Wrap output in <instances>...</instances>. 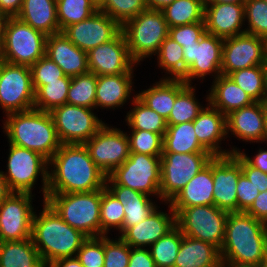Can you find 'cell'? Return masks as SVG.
I'll use <instances>...</instances> for the list:
<instances>
[{"label": "cell", "instance_id": "obj_1", "mask_svg": "<svg viewBox=\"0 0 267 267\" xmlns=\"http://www.w3.org/2000/svg\"><path fill=\"white\" fill-rule=\"evenodd\" d=\"M47 193H80L103 189L107 175L84 144H61L49 160Z\"/></svg>", "mask_w": 267, "mask_h": 267}, {"label": "cell", "instance_id": "obj_2", "mask_svg": "<svg viewBox=\"0 0 267 267\" xmlns=\"http://www.w3.org/2000/svg\"><path fill=\"white\" fill-rule=\"evenodd\" d=\"M221 261L238 266H259L267 257V224L246 212H229Z\"/></svg>", "mask_w": 267, "mask_h": 267}, {"label": "cell", "instance_id": "obj_3", "mask_svg": "<svg viewBox=\"0 0 267 267\" xmlns=\"http://www.w3.org/2000/svg\"><path fill=\"white\" fill-rule=\"evenodd\" d=\"M43 203L42 212H34L31 236L41 260L53 263L75 257L88 237L67 224L45 200Z\"/></svg>", "mask_w": 267, "mask_h": 267}, {"label": "cell", "instance_id": "obj_4", "mask_svg": "<svg viewBox=\"0 0 267 267\" xmlns=\"http://www.w3.org/2000/svg\"><path fill=\"white\" fill-rule=\"evenodd\" d=\"M6 116L3 129L9 144L36 151L48 160L60 148L61 142L49 112L33 108Z\"/></svg>", "mask_w": 267, "mask_h": 267}, {"label": "cell", "instance_id": "obj_5", "mask_svg": "<svg viewBox=\"0 0 267 267\" xmlns=\"http://www.w3.org/2000/svg\"><path fill=\"white\" fill-rule=\"evenodd\" d=\"M45 201L71 227L87 237L101 236V189L80 193H47Z\"/></svg>", "mask_w": 267, "mask_h": 267}, {"label": "cell", "instance_id": "obj_6", "mask_svg": "<svg viewBox=\"0 0 267 267\" xmlns=\"http://www.w3.org/2000/svg\"><path fill=\"white\" fill-rule=\"evenodd\" d=\"M132 59L139 64L156 55L168 37L169 27L161 10L147 9L122 26Z\"/></svg>", "mask_w": 267, "mask_h": 267}, {"label": "cell", "instance_id": "obj_7", "mask_svg": "<svg viewBox=\"0 0 267 267\" xmlns=\"http://www.w3.org/2000/svg\"><path fill=\"white\" fill-rule=\"evenodd\" d=\"M7 173L2 171L11 192L32 194L39 174L42 178L43 201L47 197L49 160L40 153L9 144Z\"/></svg>", "mask_w": 267, "mask_h": 267}, {"label": "cell", "instance_id": "obj_8", "mask_svg": "<svg viewBox=\"0 0 267 267\" xmlns=\"http://www.w3.org/2000/svg\"><path fill=\"white\" fill-rule=\"evenodd\" d=\"M47 35L17 17H8L3 38V61L31 66L45 55Z\"/></svg>", "mask_w": 267, "mask_h": 267}, {"label": "cell", "instance_id": "obj_9", "mask_svg": "<svg viewBox=\"0 0 267 267\" xmlns=\"http://www.w3.org/2000/svg\"><path fill=\"white\" fill-rule=\"evenodd\" d=\"M228 214L215 205L187 207L176 214V226L184 236L210 243L220 250Z\"/></svg>", "mask_w": 267, "mask_h": 267}, {"label": "cell", "instance_id": "obj_10", "mask_svg": "<svg viewBox=\"0 0 267 267\" xmlns=\"http://www.w3.org/2000/svg\"><path fill=\"white\" fill-rule=\"evenodd\" d=\"M210 152L162 153L161 200L169 203L213 159Z\"/></svg>", "mask_w": 267, "mask_h": 267}, {"label": "cell", "instance_id": "obj_11", "mask_svg": "<svg viewBox=\"0 0 267 267\" xmlns=\"http://www.w3.org/2000/svg\"><path fill=\"white\" fill-rule=\"evenodd\" d=\"M161 156L130 152L128 159L108 176L117 184L161 199Z\"/></svg>", "mask_w": 267, "mask_h": 267}, {"label": "cell", "instance_id": "obj_12", "mask_svg": "<svg viewBox=\"0 0 267 267\" xmlns=\"http://www.w3.org/2000/svg\"><path fill=\"white\" fill-rule=\"evenodd\" d=\"M35 92L29 66L0 62V107L7 114L34 108Z\"/></svg>", "mask_w": 267, "mask_h": 267}, {"label": "cell", "instance_id": "obj_13", "mask_svg": "<svg viewBox=\"0 0 267 267\" xmlns=\"http://www.w3.org/2000/svg\"><path fill=\"white\" fill-rule=\"evenodd\" d=\"M93 110L66 103L49 112L61 144H84L99 131L105 123Z\"/></svg>", "mask_w": 267, "mask_h": 267}, {"label": "cell", "instance_id": "obj_14", "mask_svg": "<svg viewBox=\"0 0 267 267\" xmlns=\"http://www.w3.org/2000/svg\"><path fill=\"white\" fill-rule=\"evenodd\" d=\"M185 76L182 80L191 85L192 80L212 74L214 80L221 75L223 39L205 32L199 42L182 45ZM216 74V75H214Z\"/></svg>", "mask_w": 267, "mask_h": 267}, {"label": "cell", "instance_id": "obj_15", "mask_svg": "<svg viewBox=\"0 0 267 267\" xmlns=\"http://www.w3.org/2000/svg\"><path fill=\"white\" fill-rule=\"evenodd\" d=\"M84 145L91 159L107 176L130 155L128 134L106 124Z\"/></svg>", "mask_w": 267, "mask_h": 267}, {"label": "cell", "instance_id": "obj_16", "mask_svg": "<svg viewBox=\"0 0 267 267\" xmlns=\"http://www.w3.org/2000/svg\"><path fill=\"white\" fill-rule=\"evenodd\" d=\"M33 196L12 192L0 204V242L31 238L35 212L32 207Z\"/></svg>", "mask_w": 267, "mask_h": 267}, {"label": "cell", "instance_id": "obj_17", "mask_svg": "<svg viewBox=\"0 0 267 267\" xmlns=\"http://www.w3.org/2000/svg\"><path fill=\"white\" fill-rule=\"evenodd\" d=\"M264 38L249 33L223 39L221 75L244 68L265 65Z\"/></svg>", "mask_w": 267, "mask_h": 267}, {"label": "cell", "instance_id": "obj_18", "mask_svg": "<svg viewBox=\"0 0 267 267\" xmlns=\"http://www.w3.org/2000/svg\"><path fill=\"white\" fill-rule=\"evenodd\" d=\"M89 71L97 76L133 74L132 59L122 30L110 41L87 52Z\"/></svg>", "mask_w": 267, "mask_h": 267}, {"label": "cell", "instance_id": "obj_19", "mask_svg": "<svg viewBox=\"0 0 267 267\" xmlns=\"http://www.w3.org/2000/svg\"><path fill=\"white\" fill-rule=\"evenodd\" d=\"M122 27L108 14L97 10L89 18L68 26L63 33L78 48L88 52L112 40Z\"/></svg>", "mask_w": 267, "mask_h": 267}, {"label": "cell", "instance_id": "obj_20", "mask_svg": "<svg viewBox=\"0 0 267 267\" xmlns=\"http://www.w3.org/2000/svg\"><path fill=\"white\" fill-rule=\"evenodd\" d=\"M241 164L232 156L213 157V199L217 208L237 212L236 187Z\"/></svg>", "mask_w": 267, "mask_h": 267}, {"label": "cell", "instance_id": "obj_21", "mask_svg": "<svg viewBox=\"0 0 267 267\" xmlns=\"http://www.w3.org/2000/svg\"><path fill=\"white\" fill-rule=\"evenodd\" d=\"M168 207L171 211L169 214L156 208L139 224L128 227L119 237L133 248L150 247L176 226V214L170 203Z\"/></svg>", "mask_w": 267, "mask_h": 267}, {"label": "cell", "instance_id": "obj_22", "mask_svg": "<svg viewBox=\"0 0 267 267\" xmlns=\"http://www.w3.org/2000/svg\"><path fill=\"white\" fill-rule=\"evenodd\" d=\"M206 32L225 39L245 33L244 4L213 3L204 8Z\"/></svg>", "mask_w": 267, "mask_h": 267}, {"label": "cell", "instance_id": "obj_23", "mask_svg": "<svg viewBox=\"0 0 267 267\" xmlns=\"http://www.w3.org/2000/svg\"><path fill=\"white\" fill-rule=\"evenodd\" d=\"M207 104L193 121L195 135L199 143L213 156L231 155V150H222L219 146L223 139H227L226 116Z\"/></svg>", "mask_w": 267, "mask_h": 267}, {"label": "cell", "instance_id": "obj_24", "mask_svg": "<svg viewBox=\"0 0 267 267\" xmlns=\"http://www.w3.org/2000/svg\"><path fill=\"white\" fill-rule=\"evenodd\" d=\"M45 55L53 60L66 76L89 72L87 52L73 44L63 32L47 36Z\"/></svg>", "mask_w": 267, "mask_h": 267}, {"label": "cell", "instance_id": "obj_25", "mask_svg": "<svg viewBox=\"0 0 267 267\" xmlns=\"http://www.w3.org/2000/svg\"><path fill=\"white\" fill-rule=\"evenodd\" d=\"M264 117V102H254L239 108L226 116L227 135L231 132L242 141L263 142Z\"/></svg>", "mask_w": 267, "mask_h": 267}, {"label": "cell", "instance_id": "obj_26", "mask_svg": "<svg viewBox=\"0 0 267 267\" xmlns=\"http://www.w3.org/2000/svg\"><path fill=\"white\" fill-rule=\"evenodd\" d=\"M123 205V226L119 230L120 235L128 228L143 221L158 206L150 200V196L131 188L117 185L109 176L105 186Z\"/></svg>", "mask_w": 267, "mask_h": 267}, {"label": "cell", "instance_id": "obj_27", "mask_svg": "<svg viewBox=\"0 0 267 267\" xmlns=\"http://www.w3.org/2000/svg\"><path fill=\"white\" fill-rule=\"evenodd\" d=\"M169 203L175 214L187 207L214 205L213 159Z\"/></svg>", "mask_w": 267, "mask_h": 267}, {"label": "cell", "instance_id": "obj_28", "mask_svg": "<svg viewBox=\"0 0 267 267\" xmlns=\"http://www.w3.org/2000/svg\"><path fill=\"white\" fill-rule=\"evenodd\" d=\"M134 74L97 76L95 109H115L130 99Z\"/></svg>", "mask_w": 267, "mask_h": 267}, {"label": "cell", "instance_id": "obj_29", "mask_svg": "<svg viewBox=\"0 0 267 267\" xmlns=\"http://www.w3.org/2000/svg\"><path fill=\"white\" fill-rule=\"evenodd\" d=\"M206 95V102L227 116L239 108L248 106L254 101L229 76L220 75Z\"/></svg>", "mask_w": 267, "mask_h": 267}, {"label": "cell", "instance_id": "obj_30", "mask_svg": "<svg viewBox=\"0 0 267 267\" xmlns=\"http://www.w3.org/2000/svg\"><path fill=\"white\" fill-rule=\"evenodd\" d=\"M220 250L207 242L182 234L174 267H220Z\"/></svg>", "mask_w": 267, "mask_h": 267}, {"label": "cell", "instance_id": "obj_31", "mask_svg": "<svg viewBox=\"0 0 267 267\" xmlns=\"http://www.w3.org/2000/svg\"><path fill=\"white\" fill-rule=\"evenodd\" d=\"M187 86L182 79H164L136 96L150 109L167 119L175 103L176 96Z\"/></svg>", "mask_w": 267, "mask_h": 267}, {"label": "cell", "instance_id": "obj_32", "mask_svg": "<svg viewBox=\"0 0 267 267\" xmlns=\"http://www.w3.org/2000/svg\"><path fill=\"white\" fill-rule=\"evenodd\" d=\"M18 19L45 35L60 33L56 0H23Z\"/></svg>", "mask_w": 267, "mask_h": 267}, {"label": "cell", "instance_id": "obj_33", "mask_svg": "<svg viewBox=\"0 0 267 267\" xmlns=\"http://www.w3.org/2000/svg\"><path fill=\"white\" fill-rule=\"evenodd\" d=\"M208 152L198 141L193 122L167 125L163 135V153Z\"/></svg>", "mask_w": 267, "mask_h": 267}, {"label": "cell", "instance_id": "obj_34", "mask_svg": "<svg viewBox=\"0 0 267 267\" xmlns=\"http://www.w3.org/2000/svg\"><path fill=\"white\" fill-rule=\"evenodd\" d=\"M40 261L32 238L0 242V267H35Z\"/></svg>", "mask_w": 267, "mask_h": 267}, {"label": "cell", "instance_id": "obj_35", "mask_svg": "<svg viewBox=\"0 0 267 267\" xmlns=\"http://www.w3.org/2000/svg\"><path fill=\"white\" fill-rule=\"evenodd\" d=\"M131 111L127 112L126 123L131 130H145L164 135L167 129L166 119L144 104L136 95L132 98Z\"/></svg>", "mask_w": 267, "mask_h": 267}, {"label": "cell", "instance_id": "obj_36", "mask_svg": "<svg viewBox=\"0 0 267 267\" xmlns=\"http://www.w3.org/2000/svg\"><path fill=\"white\" fill-rule=\"evenodd\" d=\"M161 12L169 28L204 22V7L199 0H175Z\"/></svg>", "mask_w": 267, "mask_h": 267}, {"label": "cell", "instance_id": "obj_37", "mask_svg": "<svg viewBox=\"0 0 267 267\" xmlns=\"http://www.w3.org/2000/svg\"><path fill=\"white\" fill-rule=\"evenodd\" d=\"M183 46L167 37L157 53L158 66L169 75L164 79H182L185 76V60Z\"/></svg>", "mask_w": 267, "mask_h": 267}, {"label": "cell", "instance_id": "obj_38", "mask_svg": "<svg viewBox=\"0 0 267 267\" xmlns=\"http://www.w3.org/2000/svg\"><path fill=\"white\" fill-rule=\"evenodd\" d=\"M71 77L64 76L59 81L48 82L35 92L34 109L50 112L55 107L67 103Z\"/></svg>", "mask_w": 267, "mask_h": 267}, {"label": "cell", "instance_id": "obj_39", "mask_svg": "<svg viewBox=\"0 0 267 267\" xmlns=\"http://www.w3.org/2000/svg\"><path fill=\"white\" fill-rule=\"evenodd\" d=\"M195 97V87L187 85L177 96L169 117L166 119L167 125H177L180 123L193 122L203 110Z\"/></svg>", "mask_w": 267, "mask_h": 267}, {"label": "cell", "instance_id": "obj_40", "mask_svg": "<svg viewBox=\"0 0 267 267\" xmlns=\"http://www.w3.org/2000/svg\"><path fill=\"white\" fill-rule=\"evenodd\" d=\"M97 75L92 72L71 77L67 103L95 109Z\"/></svg>", "mask_w": 267, "mask_h": 267}, {"label": "cell", "instance_id": "obj_41", "mask_svg": "<svg viewBox=\"0 0 267 267\" xmlns=\"http://www.w3.org/2000/svg\"><path fill=\"white\" fill-rule=\"evenodd\" d=\"M181 242L182 233L175 226L166 235L153 243L148 249L156 267H174Z\"/></svg>", "mask_w": 267, "mask_h": 267}, {"label": "cell", "instance_id": "obj_42", "mask_svg": "<svg viewBox=\"0 0 267 267\" xmlns=\"http://www.w3.org/2000/svg\"><path fill=\"white\" fill-rule=\"evenodd\" d=\"M57 21L60 31L81 22L94 14L97 9L90 0H56Z\"/></svg>", "mask_w": 267, "mask_h": 267}, {"label": "cell", "instance_id": "obj_43", "mask_svg": "<svg viewBox=\"0 0 267 267\" xmlns=\"http://www.w3.org/2000/svg\"><path fill=\"white\" fill-rule=\"evenodd\" d=\"M254 102L264 100V65L236 70L228 75Z\"/></svg>", "mask_w": 267, "mask_h": 267}, {"label": "cell", "instance_id": "obj_44", "mask_svg": "<svg viewBox=\"0 0 267 267\" xmlns=\"http://www.w3.org/2000/svg\"><path fill=\"white\" fill-rule=\"evenodd\" d=\"M124 216L123 205L119 200L106 187L101 189V236L107 235L112 228L120 230L123 226Z\"/></svg>", "mask_w": 267, "mask_h": 267}, {"label": "cell", "instance_id": "obj_45", "mask_svg": "<svg viewBox=\"0 0 267 267\" xmlns=\"http://www.w3.org/2000/svg\"><path fill=\"white\" fill-rule=\"evenodd\" d=\"M147 9L145 0H106L99 10L108 14L122 27Z\"/></svg>", "mask_w": 267, "mask_h": 267}, {"label": "cell", "instance_id": "obj_46", "mask_svg": "<svg viewBox=\"0 0 267 267\" xmlns=\"http://www.w3.org/2000/svg\"><path fill=\"white\" fill-rule=\"evenodd\" d=\"M244 16L249 25L245 32L264 38L267 35V3L264 0H245Z\"/></svg>", "mask_w": 267, "mask_h": 267}, {"label": "cell", "instance_id": "obj_47", "mask_svg": "<svg viewBox=\"0 0 267 267\" xmlns=\"http://www.w3.org/2000/svg\"><path fill=\"white\" fill-rule=\"evenodd\" d=\"M130 152L161 156L163 153V135L145 130H132L128 135Z\"/></svg>", "mask_w": 267, "mask_h": 267}, {"label": "cell", "instance_id": "obj_48", "mask_svg": "<svg viewBox=\"0 0 267 267\" xmlns=\"http://www.w3.org/2000/svg\"><path fill=\"white\" fill-rule=\"evenodd\" d=\"M30 70L34 92L48 82L59 81L65 76L63 70L46 55L31 65Z\"/></svg>", "mask_w": 267, "mask_h": 267}, {"label": "cell", "instance_id": "obj_49", "mask_svg": "<svg viewBox=\"0 0 267 267\" xmlns=\"http://www.w3.org/2000/svg\"><path fill=\"white\" fill-rule=\"evenodd\" d=\"M76 258L83 267H103L104 236L88 237L78 250Z\"/></svg>", "mask_w": 267, "mask_h": 267}, {"label": "cell", "instance_id": "obj_50", "mask_svg": "<svg viewBox=\"0 0 267 267\" xmlns=\"http://www.w3.org/2000/svg\"><path fill=\"white\" fill-rule=\"evenodd\" d=\"M110 239L104 235V266L103 267H128L131 246L120 237Z\"/></svg>", "mask_w": 267, "mask_h": 267}, {"label": "cell", "instance_id": "obj_51", "mask_svg": "<svg viewBox=\"0 0 267 267\" xmlns=\"http://www.w3.org/2000/svg\"><path fill=\"white\" fill-rule=\"evenodd\" d=\"M205 32V22H196L193 24L171 27L169 28L168 36L182 46L199 42Z\"/></svg>", "mask_w": 267, "mask_h": 267}, {"label": "cell", "instance_id": "obj_52", "mask_svg": "<svg viewBox=\"0 0 267 267\" xmlns=\"http://www.w3.org/2000/svg\"><path fill=\"white\" fill-rule=\"evenodd\" d=\"M259 193V190L254 186V184L242 173L239 176L236 187L237 212H246L251 207Z\"/></svg>", "mask_w": 267, "mask_h": 267}, {"label": "cell", "instance_id": "obj_53", "mask_svg": "<svg viewBox=\"0 0 267 267\" xmlns=\"http://www.w3.org/2000/svg\"><path fill=\"white\" fill-rule=\"evenodd\" d=\"M240 164L242 173L251 181L259 192L267 191V174L251 166L238 152L231 154Z\"/></svg>", "mask_w": 267, "mask_h": 267}, {"label": "cell", "instance_id": "obj_54", "mask_svg": "<svg viewBox=\"0 0 267 267\" xmlns=\"http://www.w3.org/2000/svg\"><path fill=\"white\" fill-rule=\"evenodd\" d=\"M128 267H156V264L148 248L131 247Z\"/></svg>", "mask_w": 267, "mask_h": 267}, {"label": "cell", "instance_id": "obj_55", "mask_svg": "<svg viewBox=\"0 0 267 267\" xmlns=\"http://www.w3.org/2000/svg\"><path fill=\"white\" fill-rule=\"evenodd\" d=\"M246 213L267 224V191L259 193Z\"/></svg>", "mask_w": 267, "mask_h": 267}, {"label": "cell", "instance_id": "obj_56", "mask_svg": "<svg viewBox=\"0 0 267 267\" xmlns=\"http://www.w3.org/2000/svg\"><path fill=\"white\" fill-rule=\"evenodd\" d=\"M232 153L238 152L251 166L261 170L263 173L267 174V150L259 149L257 154L252 158L250 156L246 155L243 151H240V149H237L236 147L231 149Z\"/></svg>", "mask_w": 267, "mask_h": 267}, {"label": "cell", "instance_id": "obj_57", "mask_svg": "<svg viewBox=\"0 0 267 267\" xmlns=\"http://www.w3.org/2000/svg\"><path fill=\"white\" fill-rule=\"evenodd\" d=\"M23 0H0V13L7 17H17L21 11Z\"/></svg>", "mask_w": 267, "mask_h": 267}, {"label": "cell", "instance_id": "obj_58", "mask_svg": "<svg viewBox=\"0 0 267 267\" xmlns=\"http://www.w3.org/2000/svg\"><path fill=\"white\" fill-rule=\"evenodd\" d=\"M54 267H83L75 257L61 258L53 262Z\"/></svg>", "mask_w": 267, "mask_h": 267}, {"label": "cell", "instance_id": "obj_59", "mask_svg": "<svg viewBox=\"0 0 267 267\" xmlns=\"http://www.w3.org/2000/svg\"><path fill=\"white\" fill-rule=\"evenodd\" d=\"M173 1L175 0H145L147 8L150 10H162Z\"/></svg>", "mask_w": 267, "mask_h": 267}, {"label": "cell", "instance_id": "obj_60", "mask_svg": "<svg viewBox=\"0 0 267 267\" xmlns=\"http://www.w3.org/2000/svg\"><path fill=\"white\" fill-rule=\"evenodd\" d=\"M10 193L12 192L7 185L2 171H0V204L9 196Z\"/></svg>", "mask_w": 267, "mask_h": 267}, {"label": "cell", "instance_id": "obj_61", "mask_svg": "<svg viewBox=\"0 0 267 267\" xmlns=\"http://www.w3.org/2000/svg\"><path fill=\"white\" fill-rule=\"evenodd\" d=\"M8 17L0 13V37H4V28Z\"/></svg>", "mask_w": 267, "mask_h": 267}, {"label": "cell", "instance_id": "obj_62", "mask_svg": "<svg viewBox=\"0 0 267 267\" xmlns=\"http://www.w3.org/2000/svg\"><path fill=\"white\" fill-rule=\"evenodd\" d=\"M263 102L267 104V62L264 65V100Z\"/></svg>", "mask_w": 267, "mask_h": 267}, {"label": "cell", "instance_id": "obj_63", "mask_svg": "<svg viewBox=\"0 0 267 267\" xmlns=\"http://www.w3.org/2000/svg\"><path fill=\"white\" fill-rule=\"evenodd\" d=\"M267 141V104H265V117H264V138L263 142Z\"/></svg>", "mask_w": 267, "mask_h": 267}, {"label": "cell", "instance_id": "obj_64", "mask_svg": "<svg viewBox=\"0 0 267 267\" xmlns=\"http://www.w3.org/2000/svg\"><path fill=\"white\" fill-rule=\"evenodd\" d=\"M106 0H90L94 7L99 10L105 3Z\"/></svg>", "mask_w": 267, "mask_h": 267}, {"label": "cell", "instance_id": "obj_65", "mask_svg": "<svg viewBox=\"0 0 267 267\" xmlns=\"http://www.w3.org/2000/svg\"><path fill=\"white\" fill-rule=\"evenodd\" d=\"M35 267H54L52 262L41 260Z\"/></svg>", "mask_w": 267, "mask_h": 267}, {"label": "cell", "instance_id": "obj_66", "mask_svg": "<svg viewBox=\"0 0 267 267\" xmlns=\"http://www.w3.org/2000/svg\"><path fill=\"white\" fill-rule=\"evenodd\" d=\"M245 0H217V3L244 4Z\"/></svg>", "mask_w": 267, "mask_h": 267}, {"label": "cell", "instance_id": "obj_67", "mask_svg": "<svg viewBox=\"0 0 267 267\" xmlns=\"http://www.w3.org/2000/svg\"><path fill=\"white\" fill-rule=\"evenodd\" d=\"M199 1L204 8L213 3H217V0H199Z\"/></svg>", "mask_w": 267, "mask_h": 267}, {"label": "cell", "instance_id": "obj_68", "mask_svg": "<svg viewBox=\"0 0 267 267\" xmlns=\"http://www.w3.org/2000/svg\"><path fill=\"white\" fill-rule=\"evenodd\" d=\"M220 267H251V266H238L225 261H221Z\"/></svg>", "mask_w": 267, "mask_h": 267}, {"label": "cell", "instance_id": "obj_69", "mask_svg": "<svg viewBox=\"0 0 267 267\" xmlns=\"http://www.w3.org/2000/svg\"><path fill=\"white\" fill-rule=\"evenodd\" d=\"M3 38L4 37H0V62H3V45H2Z\"/></svg>", "mask_w": 267, "mask_h": 267}, {"label": "cell", "instance_id": "obj_70", "mask_svg": "<svg viewBox=\"0 0 267 267\" xmlns=\"http://www.w3.org/2000/svg\"><path fill=\"white\" fill-rule=\"evenodd\" d=\"M257 267H267V257L265 258V260Z\"/></svg>", "mask_w": 267, "mask_h": 267}, {"label": "cell", "instance_id": "obj_71", "mask_svg": "<svg viewBox=\"0 0 267 267\" xmlns=\"http://www.w3.org/2000/svg\"><path fill=\"white\" fill-rule=\"evenodd\" d=\"M265 52L267 55V35L264 37Z\"/></svg>", "mask_w": 267, "mask_h": 267}]
</instances>
